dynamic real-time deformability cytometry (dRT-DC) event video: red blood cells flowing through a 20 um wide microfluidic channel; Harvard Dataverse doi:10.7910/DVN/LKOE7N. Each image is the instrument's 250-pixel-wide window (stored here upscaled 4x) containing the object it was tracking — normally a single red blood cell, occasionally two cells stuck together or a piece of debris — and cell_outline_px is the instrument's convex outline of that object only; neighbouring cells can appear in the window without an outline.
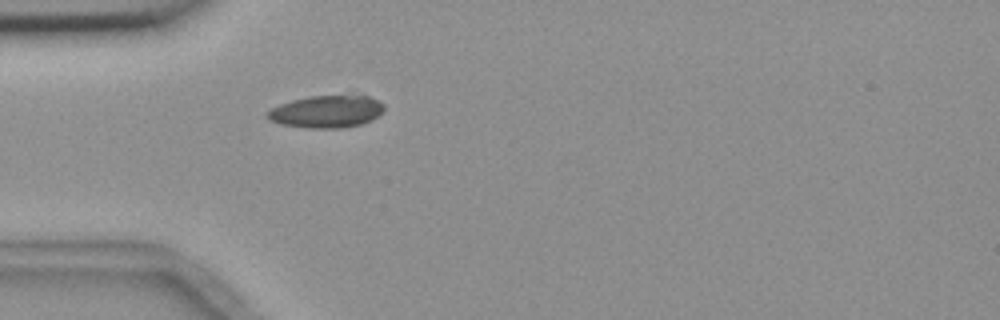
{"species": "common noctule bat (a hibernating species)", "species_latin": "Nyctalus noctula", "temperature_condition": "room temperature", "stored_images_in_passage": 1, "camera_frame_rate_fps": 3000, "um_per_image_px": 0.085, "animal": {"sex": "female", "body_mass_g": 18.4}, "frame": {"image": 1, "passage_image": 1, "time_ms": 0.0, "image_size_px": [1000, 320], "cell_outline_px": [[384, 108], [372, 120], [360, 124], [340, 128], [308, 128], [280, 124], [268, 120], [264, 116], [272, 108], [280, 104], [292, 100], [308, 96], [368, 96], [384, 104]], "centroid_in_image_um": [27.7, 9.49], "position_along_channel_um": 57.3, "area_um2": 21.79}}